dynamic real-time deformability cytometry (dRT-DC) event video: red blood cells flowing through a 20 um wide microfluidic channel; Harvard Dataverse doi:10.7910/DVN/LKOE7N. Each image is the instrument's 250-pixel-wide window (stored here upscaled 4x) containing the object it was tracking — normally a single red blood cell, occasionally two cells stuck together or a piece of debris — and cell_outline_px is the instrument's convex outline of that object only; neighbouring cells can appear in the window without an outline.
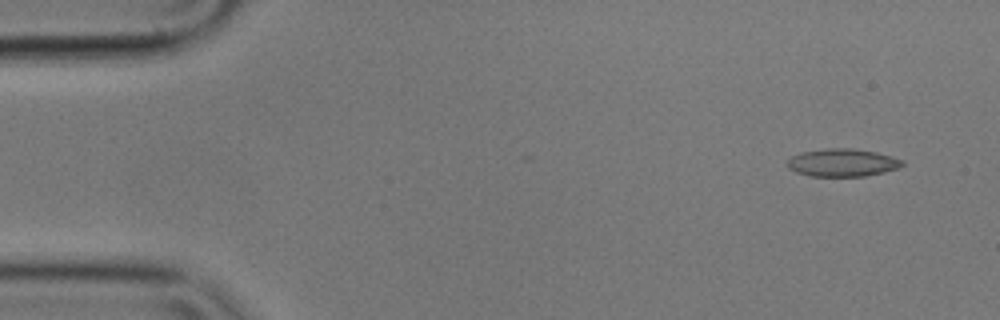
{"species": "common noctule bat (a hibernating species)", "species_latin": "Nyctalus noctula", "temperature_condition": "cold", "stored_images_in_passage": 3, "camera_frame_rate_fps": 3000, "um_per_image_px": 0.085, "animal": {"sex": "male", "body_mass_g": 17.9}, "frame": {"image": 1, "passage_image": 1, "time_ms": 0.0, "image_size_px": [1000, 320], "cell_outline_px": [[904, 164], [900, 168], [884, 172], [864, 176], [812, 176], [796, 172], [788, 168], [788, 160], [792, 156], [800, 152], [828, 148], [852, 148], [876, 152], [892, 156], [904, 160]], "centroid_in_image_um": [71.64, 13.82], "position_along_channel_um": 13.4, "area_um2": 18.67}}